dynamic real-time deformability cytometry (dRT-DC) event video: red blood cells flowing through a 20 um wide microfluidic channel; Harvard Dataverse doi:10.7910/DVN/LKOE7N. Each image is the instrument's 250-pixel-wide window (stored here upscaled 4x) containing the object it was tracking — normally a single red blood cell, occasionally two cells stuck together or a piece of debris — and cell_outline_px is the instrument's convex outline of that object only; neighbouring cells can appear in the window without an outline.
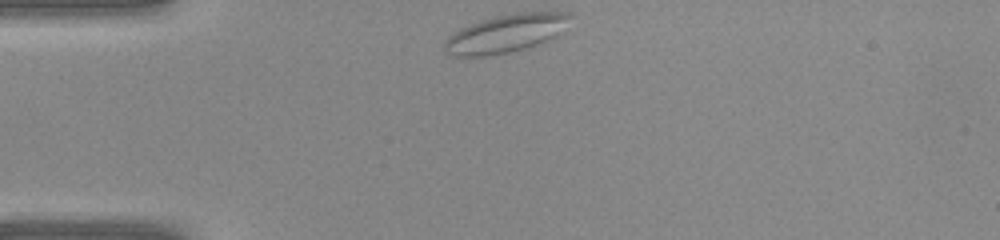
{"species": "common noctule bat (a hibernating species)", "species_latin": "Nyctalus noctula", "temperature_condition": "warm", "stored_images_in_passage": 27, "camera_frame_rate_fps": 3000, "um_per_image_px": 0.085, "animal": {"sex": "female", "body_mass_g": 22.0, "forearm_length_mm": 56.7}, "frame": {"image": 1, "passage_image": 1, "time_ms": 0.0, "image_size_px": [1000, 240], "cell_outline_px": [[572, 16], [544, 44], [532, 48], [484, 56], [456, 56], [444, 52], [444, 40], [452, 32], [460, 28], [496, 16], [516, 12], [568, 12]], "centroid_in_image_um": [42.93, 2.86], "position_along_channel_um": 42.1, "area_um2": 27.63}}
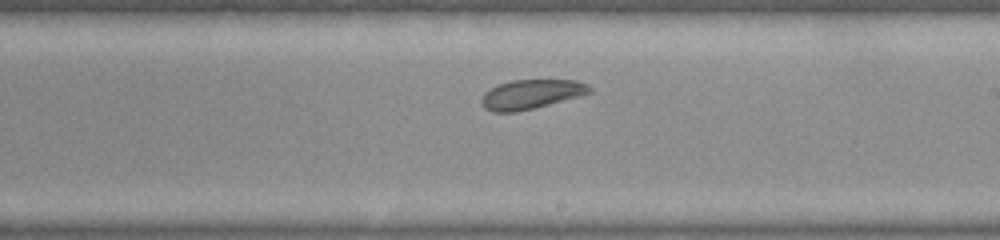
{"frame": {"image": 2, "passage_image": 15, "time_ms": 4.667, "image_size_px": [1000, 240], "cell_outline_px": [[592, 92], [548, 104], [516, 112], [492, 112], [484, 108], [480, 100], [484, 92], [500, 84], [512, 80], [576, 80], [588, 84], [592, 88]], "centroid_in_image_um": [45.12, 8.01], "position_along_channel_um": 243.9, "area_um2": 18.26}}
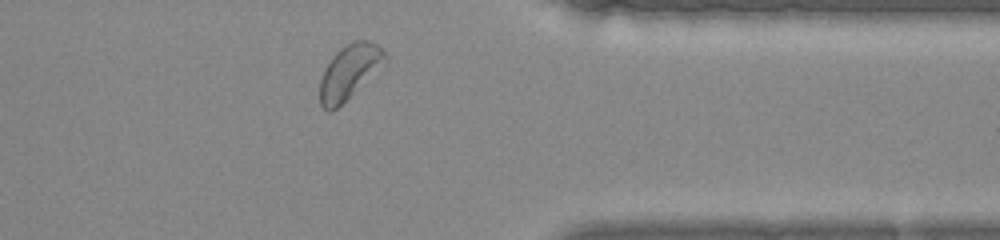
{"frame": {"image": 3, "passage_image": 24, "time_ms": 7.667, "image_size_px": [1000, 240], "cell_outline_px": [[388, 60], [332, 112], [328, 112], [320, 104], [320, 80], [324, 68], [332, 56], [340, 48], [352, 40], [368, 40], [376, 44], [388, 56]], "centroid_in_image_um": [29.67, 6.08], "position_along_channel_um": 381.7, "area_um2": 20.35}}